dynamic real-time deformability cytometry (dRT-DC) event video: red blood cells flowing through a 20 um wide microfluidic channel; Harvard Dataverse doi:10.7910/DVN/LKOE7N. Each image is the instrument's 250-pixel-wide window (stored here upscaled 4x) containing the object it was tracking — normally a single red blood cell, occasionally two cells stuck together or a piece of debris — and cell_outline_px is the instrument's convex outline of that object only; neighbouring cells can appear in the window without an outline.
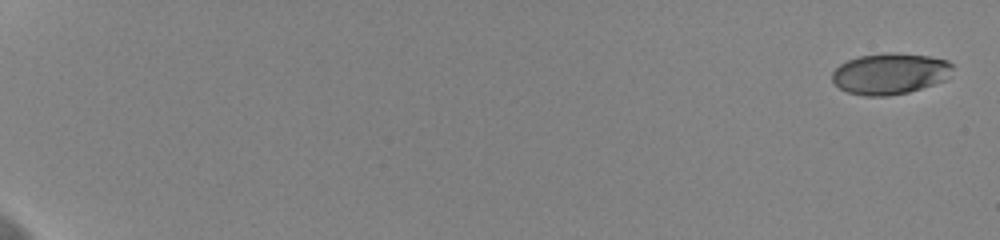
{"species": "human", "species_latin": "Homo sapiens", "temperature_condition": "cold", "stored_images_in_passage": 18, "camera_frame_rate_fps": 3000, "um_per_image_px": 0.085, "donor": {"sex": "female"}, "frame": {"image": 1, "passage_image": 1, "time_ms": 0.0, "image_size_px": [1000, 240], "cell_outline_px": [[952, 68], [944, 80], [908, 92], [888, 96], [864, 96], [848, 92], [840, 88], [832, 80], [832, 72], [840, 64], [848, 60], [860, 56], [884, 52], [892, 52], [928, 56], [948, 60], [952, 64]], "centroid_in_image_um": [75.62, 6.25], "position_along_channel_um": 9.4, "area_um2": 28.67}}
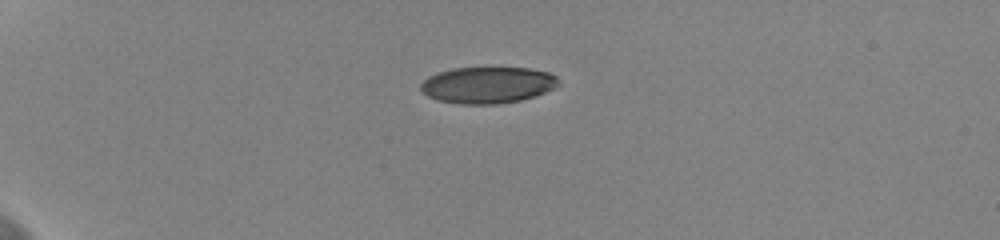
{"frame": {"image": 2, "passage_image": 15, "time_ms": 4.667, "image_size_px": [1000, 240], "cell_outline_px": [[560, 84], [536, 96], [520, 100], [496, 104], [460, 104], [436, 100], [428, 96], [420, 88], [420, 84], [428, 76], [436, 72], [452, 68], [528, 68], [548, 72], [556, 76]], "centroid_in_image_um": [41.42, 7.22], "position_along_channel_um": 43.6, "area_um2": 29.3}}